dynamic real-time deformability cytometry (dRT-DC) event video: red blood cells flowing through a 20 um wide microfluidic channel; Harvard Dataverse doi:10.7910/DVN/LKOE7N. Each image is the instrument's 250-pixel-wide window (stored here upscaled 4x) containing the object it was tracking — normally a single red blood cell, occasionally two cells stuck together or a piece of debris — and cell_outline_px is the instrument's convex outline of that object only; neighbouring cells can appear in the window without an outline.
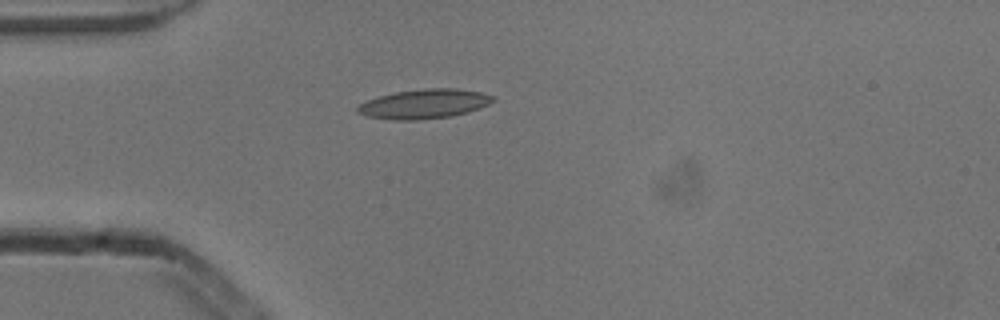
{"species": "common noctule bat (a hibernating species)", "species_latin": "Nyctalus noctula", "temperature_condition": "cold", "stored_images_in_passage": 1, "camera_frame_rate_fps": 3000, "um_per_image_px": 0.085, "animal": {"sex": "male", "body_mass_g": 13.3}, "frame": {"image": 1, "passage_image": 1, "time_ms": 0.0, "image_size_px": [1000, 320], "cell_outline_px": [[496, 100], [480, 108], [468, 112], [452, 116], [416, 120], [392, 120], [364, 116], [356, 112], [356, 108], [360, 104], [368, 100], [380, 96], [396, 92], [424, 88], [456, 88], [480, 92], [496, 96]], "centroid_in_image_um": [36.07, 8.83], "position_along_channel_um": 48.9, "area_um2": 23.35}}